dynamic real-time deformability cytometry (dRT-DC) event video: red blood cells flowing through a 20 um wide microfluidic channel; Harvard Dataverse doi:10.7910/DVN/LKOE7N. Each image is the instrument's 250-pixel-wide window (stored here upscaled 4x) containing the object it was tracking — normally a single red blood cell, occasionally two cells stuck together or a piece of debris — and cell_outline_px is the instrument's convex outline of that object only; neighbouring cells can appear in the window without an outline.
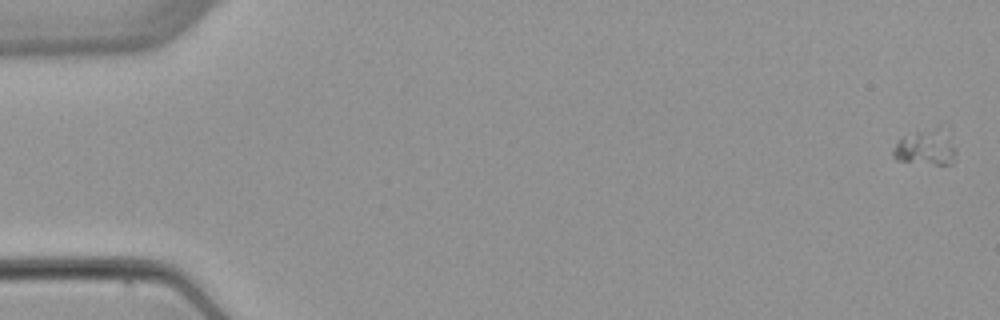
{"species": "common noctule bat (a hibernating species)", "species_latin": "Nyctalus noctula", "temperature_condition": "warm", "stored_images_in_passage": 5, "camera_frame_rate_fps": 3000, "um_per_image_px": 0.085, "animal": {"sex": "female", "body_mass_g": 22.7, "forearm_length_mm": 54.2}, "frame": {"image": 1, "passage_image": 1, "time_ms": 0.0, "image_size_px": [1000, 320], "cell_outline_px": [[956, 152], [952, 164], [936, 164], [896, 160], [892, 156], [892, 152], [896, 144], [900, 140], [916, 132], [940, 124], [948, 124], [956, 148]], "centroid_in_image_um": [78.83, 12.45], "position_along_channel_um": 6.2, "area_um2": 13.58}}
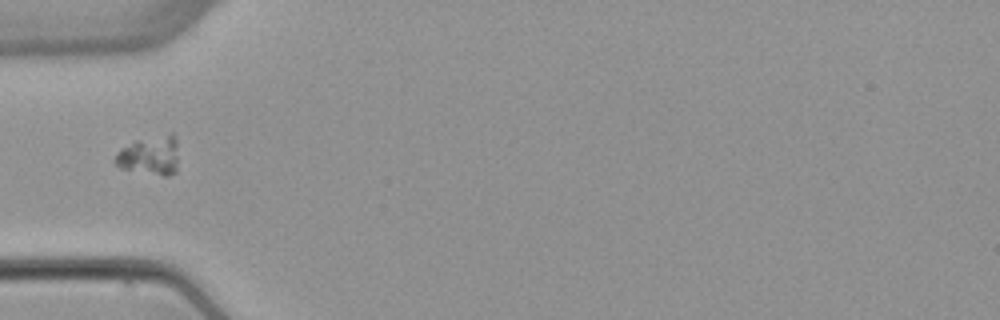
{"frame": {"image": 2, "passage_image": 4, "time_ms": 5.667, "image_size_px": [1000, 320], "cell_outline_px": [[176, 172], [168, 176], [164, 176], [120, 168], [112, 160], [116, 152], [120, 148], [136, 140], [168, 132], [172, 132], [176, 140]], "centroid_in_image_um": [12.71, 13.19], "position_along_channel_um": 72.3, "area_um2": 14.62}}